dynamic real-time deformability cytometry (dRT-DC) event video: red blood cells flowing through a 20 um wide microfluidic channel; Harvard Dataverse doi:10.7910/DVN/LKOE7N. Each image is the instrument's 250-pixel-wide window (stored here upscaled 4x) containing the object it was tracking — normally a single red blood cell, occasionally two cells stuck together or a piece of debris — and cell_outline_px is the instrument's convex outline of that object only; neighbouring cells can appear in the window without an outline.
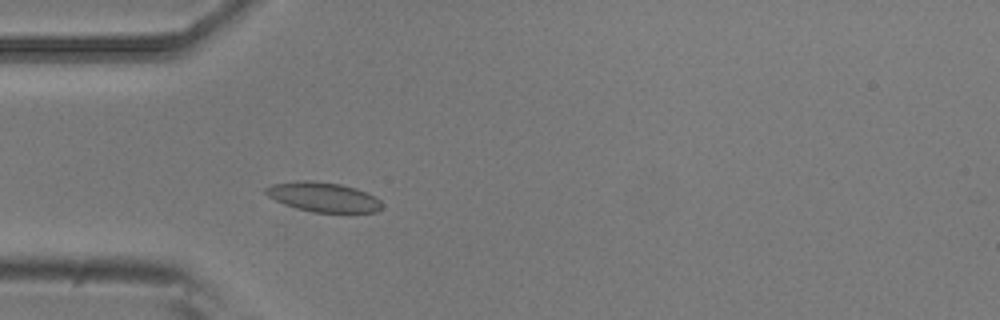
{"species": "common noctule bat (a hibernating species)", "species_latin": "Nyctalus noctula", "temperature_condition": "room temperature", "stored_images_in_passage": 2, "camera_frame_rate_fps": 3000, "um_per_image_px": 0.085, "animal": {"sex": "male", "body_mass_g": 20.5, "forearm_length_mm": 52.5}, "frame": {"image": 1, "passage_image": 2, "time_ms": 0.333, "image_size_px": [1000, 320], "cell_outline_px": [[380, 208], [376, 212], [312, 212], [296, 208], [284, 204], [268, 196], [264, 192], [264, 188], [272, 184], [300, 180], [312, 180], [340, 184], [356, 188], [368, 192], [376, 196], [380, 200]], "centroid_in_image_um": [27.46, 16.73], "position_along_channel_um": 57.5, "area_um2": 20.06}}